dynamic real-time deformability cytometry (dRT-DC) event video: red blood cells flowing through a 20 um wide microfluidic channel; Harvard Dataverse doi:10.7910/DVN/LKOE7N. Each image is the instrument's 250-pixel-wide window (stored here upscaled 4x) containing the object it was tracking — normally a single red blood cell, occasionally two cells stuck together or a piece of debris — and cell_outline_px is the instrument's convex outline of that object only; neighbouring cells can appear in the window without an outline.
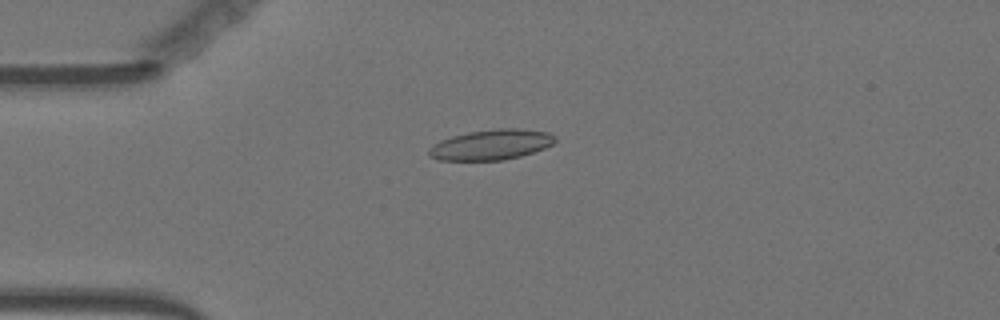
{"species": "Egyptian fruit bat (a non-hibernating species)", "species_latin": "Rousettus aegyptiacus", "temperature_condition": "warm", "stored_images_in_passage": 53, "camera_frame_rate_fps": 3000, "um_per_image_px": 0.085, "animal": {"sex": "female"}, "frame": {"image": 1, "passage_image": 10, "time_ms": 3.0, "image_size_px": [1000, 320], "cell_outline_px": [[556, 140], [552, 144], [544, 148], [520, 156], [504, 160], [440, 160], [428, 156], [428, 148], [440, 140], [452, 136], [468, 132], [500, 128], [516, 128], [548, 132], [556, 136]], "centroid_in_image_um": [41.73, 12.29], "position_along_channel_um": 43.3, "area_um2": 22.25}}
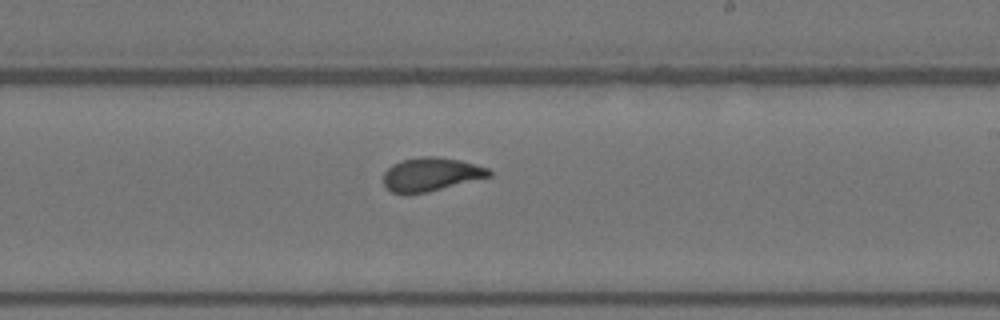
{"frame": {"image": 2, "passage_image": 29, "time_ms": 9.333, "image_size_px": [1000, 320], "cell_outline_px": [[492, 176], [428, 192], [392, 192], [384, 184], [384, 172], [392, 164], [400, 160], [420, 156], [436, 156], [460, 160], [488, 168], [492, 172]], "centroid_in_image_um": [36.66, 14.79], "position_along_channel_um": 252.3, "area_um2": 20.46}}
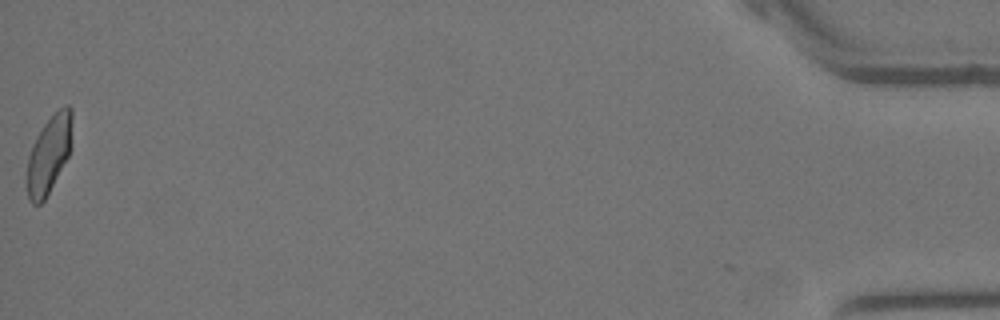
{"frame": {"image": 3, "passage_image": 52, "time_ms": 17.0, "image_size_px": [1000, 320], "cell_outline_px": [[72, 148], [68, 156], [44, 200], [40, 204], [32, 204], [28, 200], [28, 156], [32, 144], [36, 136], [44, 124], [64, 104], [68, 104], [72, 108]], "centroid_in_image_um": [4.19, 13.07], "position_along_channel_um": 431.0, "area_um2": 20.29}, "authors_computed_cell_mechanics": {"area_um2": 20.9814, "velocity_mm_per_s": 3.6222, "shape_relaxation_time_tau1_ms": 5.4948, "shape_relaxation_time_tau2_ms": 0.7813, "deformation_change_tau1": 0.1749, "deformation_change_tau2": 0.0629}}